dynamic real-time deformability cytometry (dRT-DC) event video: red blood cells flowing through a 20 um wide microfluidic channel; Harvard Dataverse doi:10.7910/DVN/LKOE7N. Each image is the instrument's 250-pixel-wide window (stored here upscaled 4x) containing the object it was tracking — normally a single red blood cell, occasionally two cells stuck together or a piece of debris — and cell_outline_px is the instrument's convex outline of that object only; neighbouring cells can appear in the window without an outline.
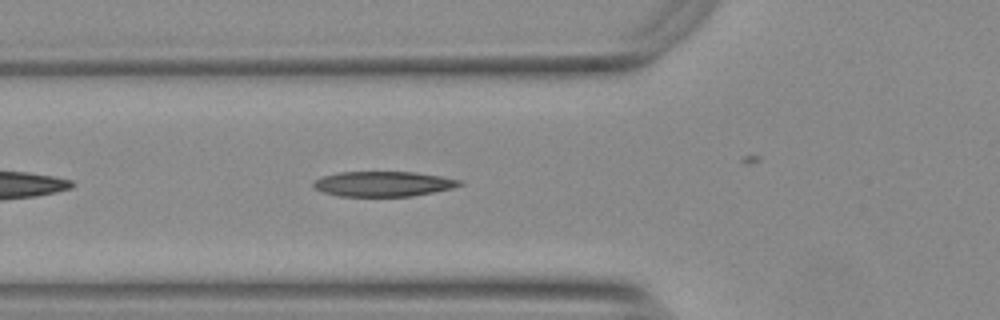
{"species": "Egyptian fruit bat (a non-hibernating species)", "species_latin": "Rousettus aegyptiacus", "temperature_condition": "warm", "stored_images_in_passage": 29, "camera_frame_rate_fps": 3000, "um_per_image_px": 0.085, "animal": {"sex": "female"}, "frame": {"image": 1, "passage_image": 6, "time_ms": 1.667, "image_size_px": [1000, 320], "cell_outline_px": [[464, 184], [452, 188], [412, 196], [336, 196], [312, 188], [312, 180], [336, 172], [416, 172], [440, 176], [460, 180]], "centroid_in_image_um": [32.52, 15.63], "position_along_channel_um": 93.3, "area_um2": 21.44}}
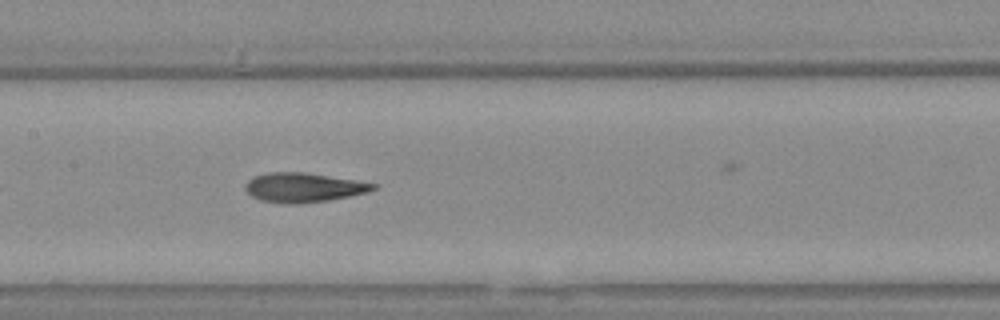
{"frame": {"image": 2, "passage_image": 13, "time_ms": 4.0, "image_size_px": [1000, 320], "cell_outline_px": [[380, 184], [376, 188], [368, 192], [328, 200], [300, 204], [284, 204], [260, 200], [252, 196], [244, 188], [244, 184], [252, 176], [268, 172], [304, 172], [356, 180]], "centroid_in_image_um": [25.78, 15.93], "position_along_channel_um": 181.6, "area_um2": 22.08}}
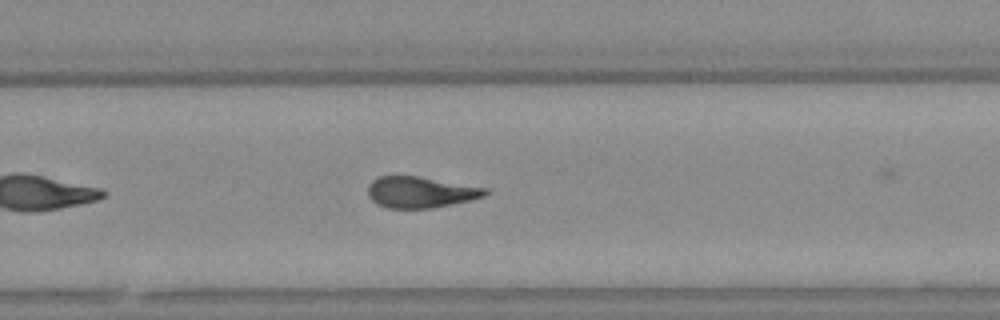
{"frame": {"image": 3, "passage_image": 22, "time_ms": 7.0, "image_size_px": [1000, 320], "cell_outline_px": [[488, 192], [484, 196], [472, 200], [432, 208], [388, 208], [372, 200], [368, 196], [368, 184], [372, 180], [380, 176], [416, 176], [488, 188]], "centroid_in_image_um": [35.74, 16.33], "position_along_channel_um": 294.1, "area_um2": 21.15}}